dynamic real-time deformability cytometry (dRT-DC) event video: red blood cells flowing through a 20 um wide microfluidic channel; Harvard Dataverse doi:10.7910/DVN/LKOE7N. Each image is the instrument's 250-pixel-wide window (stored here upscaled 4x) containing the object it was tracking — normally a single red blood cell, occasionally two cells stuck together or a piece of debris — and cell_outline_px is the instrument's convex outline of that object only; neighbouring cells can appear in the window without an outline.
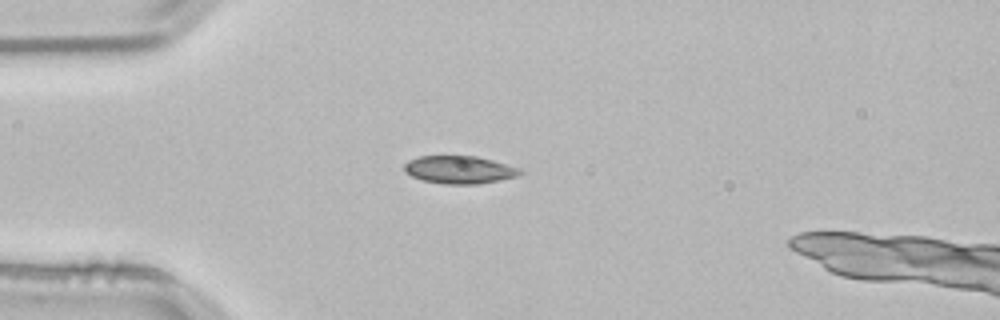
{"species": "common noctule bat (a hibernating species)", "species_latin": "Nyctalus noctula", "temperature_condition": "room temperature", "stored_images_in_passage": 39, "camera_frame_rate_fps": 3000, "um_per_image_px": 0.085, "animal": {"sex": "male", "body_mass_g": 21.5, "forearm_length_mm": 52.0}, "frame": {"image": 1, "passage_image": 1, "time_ms": 0.0, "image_size_px": [1000, 320], "cell_outline_px": [[524, 172], [520, 176], [476, 184], [444, 184], [424, 180], [412, 176], [404, 172], [404, 164], [408, 160], [420, 156], [476, 156], [492, 160], [520, 168]], "centroid_in_image_um": [39.06, 14.42], "position_along_channel_um": 45.9, "area_um2": 18.73}}
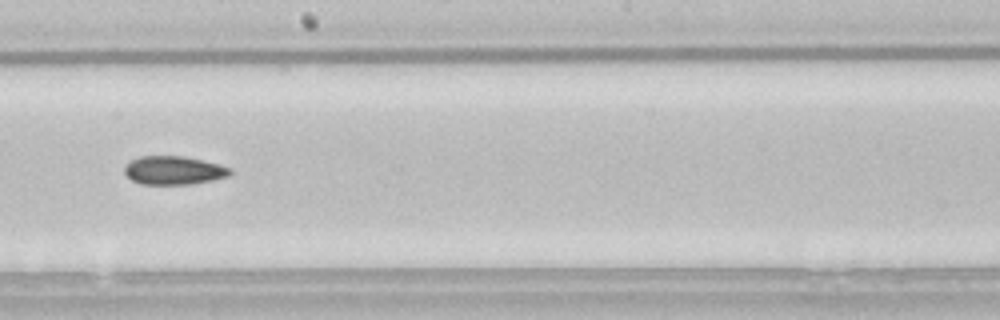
{"frame": {"image": 2, "passage_image": 17, "time_ms": 5.333, "image_size_px": [1000, 320], "cell_outline_px": [[232, 172], [228, 176], [212, 180], [192, 184], [140, 184], [132, 180], [124, 172], [124, 168], [132, 160], [140, 156], [184, 156], [204, 160], [220, 164], [232, 168]], "centroid_in_image_um": [14.8, 14.47], "position_along_channel_um": 233.4, "area_um2": 17.57}}
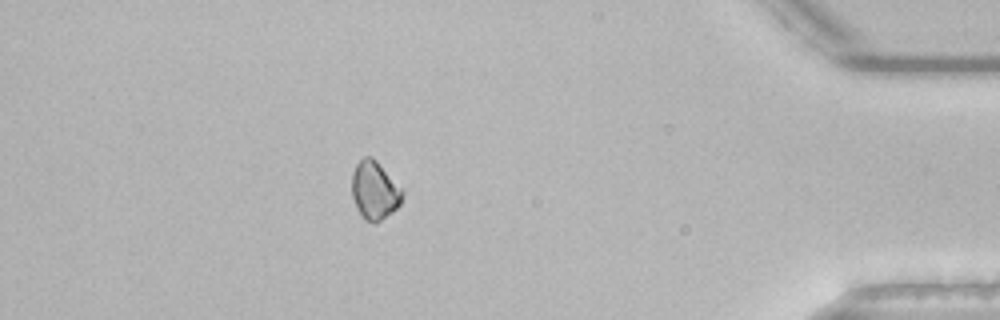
{"frame": {"image": 3, "passage_image": 34, "time_ms": 11.0, "image_size_px": [1000, 320], "cell_outline_px": [[404, 192], [400, 204], [392, 212], [380, 220], [364, 220], [356, 208], [352, 196], [352, 172], [356, 164], [364, 156], [372, 156], [376, 160]], "centroid_in_image_um": [31.81, 16.16], "position_along_channel_um": 403.4, "area_um2": 16.82}, "authors_computed_cell_mechanics": {"area_um2": 17.629, "velocity_mm_per_s": 3.8052, "shape_relaxation_time_tau1_ms": 5.0241, "shape_relaxation_time_tau2_ms": null, "deformation_change_tau1": 0.0556, "deformation_change_tau2": null}}